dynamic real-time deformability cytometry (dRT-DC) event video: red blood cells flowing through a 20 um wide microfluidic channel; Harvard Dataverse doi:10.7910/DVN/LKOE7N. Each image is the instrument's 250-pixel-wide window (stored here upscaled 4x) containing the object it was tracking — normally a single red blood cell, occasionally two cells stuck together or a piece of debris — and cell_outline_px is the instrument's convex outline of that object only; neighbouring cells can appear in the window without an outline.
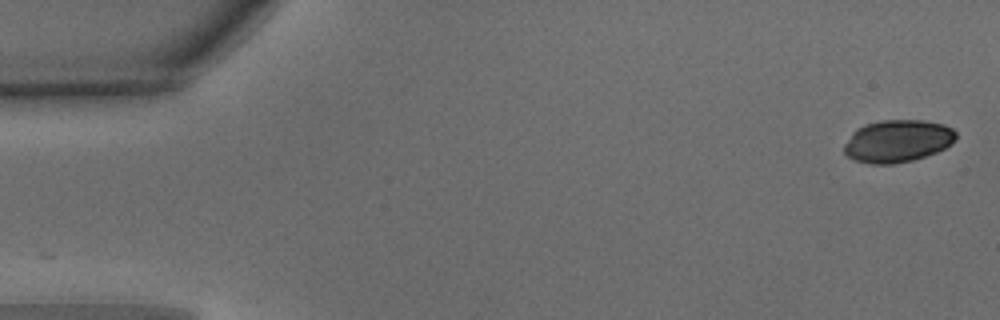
{"species": "common noctule bat (a hibernating species)", "species_latin": "Nyctalus noctula", "temperature_condition": "warm", "stored_images_in_passage": 50, "camera_frame_rate_fps": 3000, "um_per_image_px": 0.085, "animal": {"sex": "male", "body_mass_g": 15.6}, "frame": {"image": 1, "passage_image": 1, "time_ms": 0.0, "image_size_px": [1000, 320], "cell_outline_px": [[956, 140], [952, 144], [936, 152], [912, 160], [892, 164], [872, 164], [856, 160], [848, 156], [844, 152], [844, 144], [852, 132], [856, 128], [864, 124], [880, 120], [924, 120], [944, 124], [952, 128], [956, 132]], "centroid_in_image_um": [76.29, 11.97], "position_along_channel_um": 8.7, "area_um2": 27.74}}
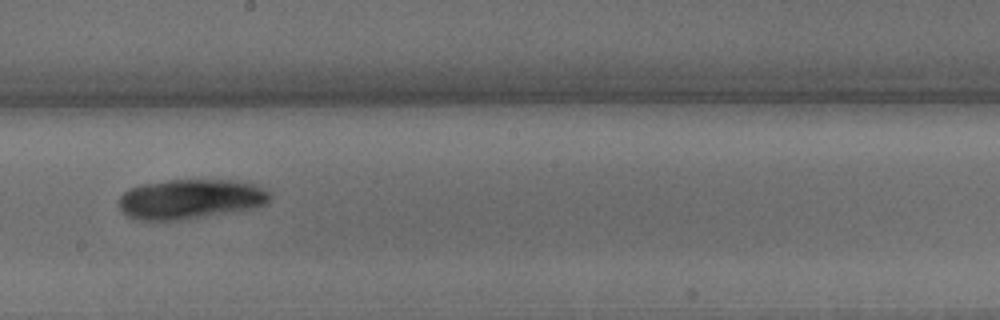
{"frame": {"image": 2, "passage_image": 28, "time_ms": 9.0, "image_size_px": [1000, 320], "cell_outline_px": [[272, 196], [268, 204], [256, 208], [176, 220], [140, 220], [124, 216], [116, 204], [120, 196], [128, 188], [144, 184], [168, 180], [236, 180], [256, 184], [264, 188]], "centroid_in_image_um": [16.17, 16.92], "position_along_channel_um": 232.0, "area_um2": 35.37}}
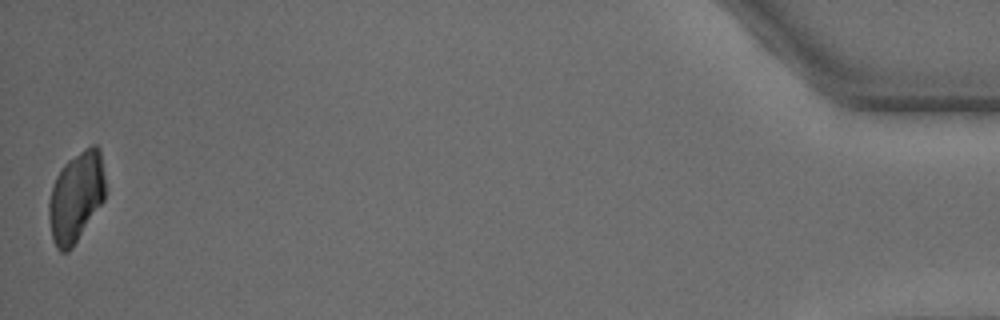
{"frame": {"image": 3, "passage_image": 50, "time_ms": 16.333, "image_size_px": [1000, 320], "cell_outline_px": [[104, 200], [72, 248], [68, 252], [60, 252], [56, 248], [52, 240], [48, 216], [48, 200], [56, 176], [64, 164], [68, 160], [84, 148], [92, 144], [96, 144], [100, 148], [104, 176]], "centroid_in_image_um": [6.45, 16.74], "position_along_channel_um": 428.8, "area_um2": 29.77}}